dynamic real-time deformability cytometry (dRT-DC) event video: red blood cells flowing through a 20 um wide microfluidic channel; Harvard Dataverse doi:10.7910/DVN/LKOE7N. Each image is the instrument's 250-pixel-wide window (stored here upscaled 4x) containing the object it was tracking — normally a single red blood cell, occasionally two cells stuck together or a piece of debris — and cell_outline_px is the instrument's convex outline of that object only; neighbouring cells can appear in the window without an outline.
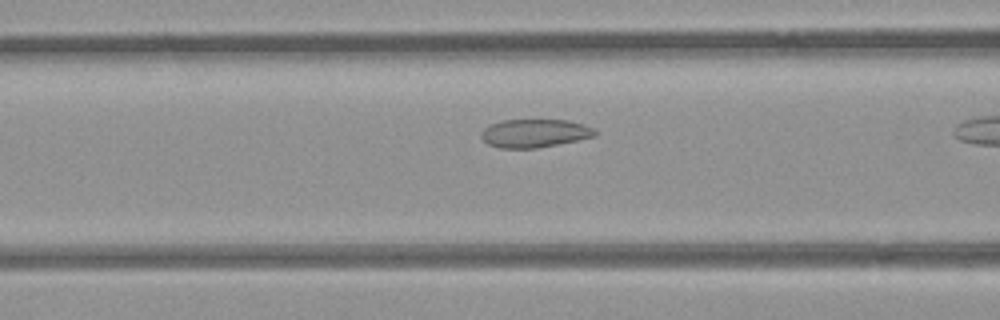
{"species": "common noctule bat (a hibernating species)", "species_latin": "Nyctalus noctula", "temperature_condition": "room temperature", "stored_images_in_passage": 8, "camera_frame_rate_fps": 3000, "um_per_image_px": 0.085, "animal": {"sex": "female", "body_mass_g": 21.9}, "frame": {"image": 1, "passage_image": 6, "time_ms": 1.667, "image_size_px": [1000, 320], "cell_outline_px": [[596, 136], [536, 148], [500, 148], [488, 144], [480, 136], [480, 132], [488, 124], [500, 120], [568, 120], [584, 124], [592, 128], [596, 132]], "centroid_in_image_um": [45.39, 11.31], "position_along_channel_um": 121.2, "area_um2": 18.73}}